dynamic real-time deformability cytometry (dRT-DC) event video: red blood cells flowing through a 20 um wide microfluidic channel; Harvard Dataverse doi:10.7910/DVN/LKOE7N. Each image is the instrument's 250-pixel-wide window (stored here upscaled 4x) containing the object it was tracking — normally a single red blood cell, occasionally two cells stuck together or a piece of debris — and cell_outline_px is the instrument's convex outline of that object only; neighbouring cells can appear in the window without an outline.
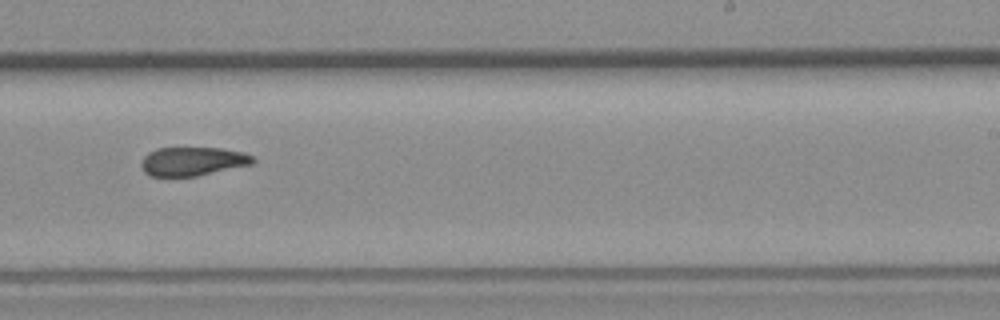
{"species": "common noctule bat (a hibernating species)", "species_latin": "Nyctalus noctula", "temperature_condition": "room temperature", "stored_images_in_passage": 10, "camera_frame_rate_fps": 3000, "um_per_image_px": 0.085, "animal": {"sex": "female", "body_mass_g": 19.3, "forearm_length_mm": 54.1}, "frame": {"image": 1, "passage_image": 9, "time_ms": 10.0, "image_size_px": [1000, 320], "cell_outline_px": [[256, 160], [252, 164], [196, 176], [152, 176], [144, 172], [140, 164], [144, 156], [148, 152], [156, 148], [220, 148], [244, 152], [252, 156]], "centroid_in_image_um": [16.36, 13.71], "position_along_channel_um": 272.6, "area_um2": 18.67}}
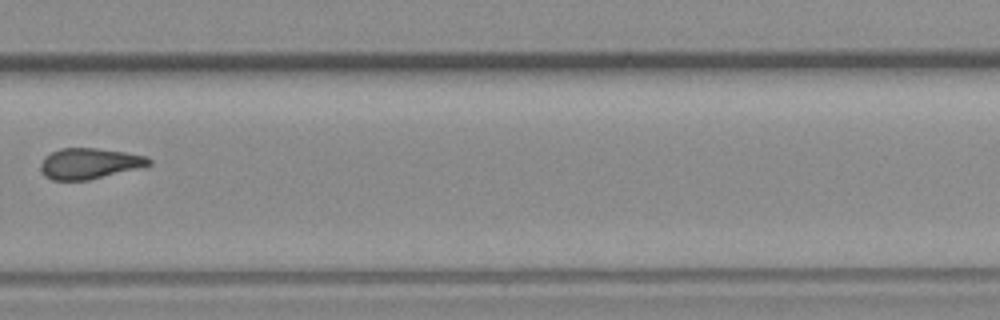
{"frame": {"image": 2, "passage_image": 10, "time_ms": 11.333, "image_size_px": [1000, 320], "cell_outline_px": [[152, 164], [88, 180], [52, 180], [44, 176], [40, 168], [40, 164], [44, 156], [60, 148], [96, 148], [124, 152], [148, 156], [152, 160]], "centroid_in_image_um": [7.56, 13.89], "position_along_channel_um": 322.2, "area_um2": 19.31}}